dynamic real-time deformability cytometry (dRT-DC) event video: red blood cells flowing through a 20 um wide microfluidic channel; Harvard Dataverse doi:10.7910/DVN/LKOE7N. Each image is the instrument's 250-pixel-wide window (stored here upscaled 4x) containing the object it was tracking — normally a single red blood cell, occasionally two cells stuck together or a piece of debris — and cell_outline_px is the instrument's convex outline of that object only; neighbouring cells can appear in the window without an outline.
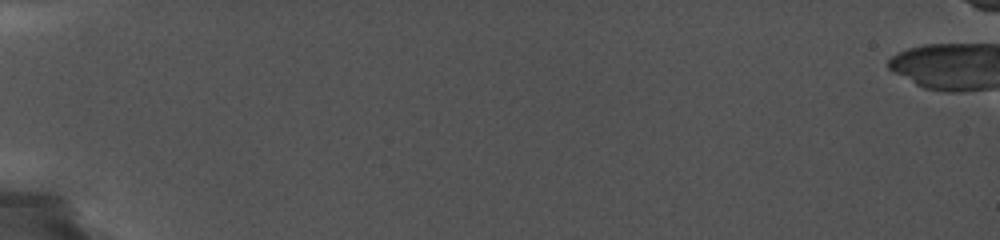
{"species": "common noctule bat (a hibernating species)", "species_latin": "Nyctalus noctula", "temperature_condition": "cold", "stored_images_in_passage": 5, "camera_frame_rate_fps": 5000, "um_per_image_px": 0.085, "animal": {"sex": "female", "body_mass_g": 19.0, "forearm_length_mm": 56.7}, "frame": {"image": 1, "passage_image": 1, "time_ms": 0.0, "image_size_px": [1000, 240], "cell_outline_px": [[900, 28], [892, 36], [864, 52], [764, 56], [728, 52], [732, 48], [740, 44], [752, 40], [776, 36], [880, 28]], "centroid_in_image_um": [69.4, 3.65], "position_along_channel_um": 15.6, "area_um2": 21.39}}